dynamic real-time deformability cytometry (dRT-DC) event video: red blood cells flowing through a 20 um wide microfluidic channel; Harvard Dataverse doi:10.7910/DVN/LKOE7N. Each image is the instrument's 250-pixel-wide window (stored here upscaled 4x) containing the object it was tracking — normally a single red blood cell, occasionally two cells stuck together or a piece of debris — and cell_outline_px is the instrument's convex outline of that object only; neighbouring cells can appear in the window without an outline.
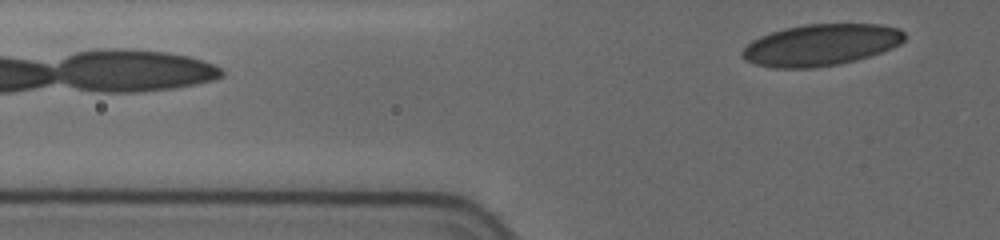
{"species": "human", "species_latin": "Homo sapiens", "temperature_condition": "cold", "stored_images_in_passage": 12, "camera_frame_rate_fps": 3000, "um_per_image_px": 0.085, "donor": {"sex": "female"}, "frame": {"image": 1, "passage_image": 12, "time_ms": 2.667, "image_size_px": [1000, 240], "cell_outline_px": [[904, 40], [900, 44], [892, 48], [856, 60], [840, 64], [816, 68], [772, 68], [756, 64], [744, 60], [740, 56], [740, 52], [752, 40], [760, 36], [784, 28], [804, 24], [880, 24], [900, 28], [904, 32]], "centroid_in_image_um": [69.75, 3.82], "position_along_channel_um": 56.0, "area_um2": 39.54}}